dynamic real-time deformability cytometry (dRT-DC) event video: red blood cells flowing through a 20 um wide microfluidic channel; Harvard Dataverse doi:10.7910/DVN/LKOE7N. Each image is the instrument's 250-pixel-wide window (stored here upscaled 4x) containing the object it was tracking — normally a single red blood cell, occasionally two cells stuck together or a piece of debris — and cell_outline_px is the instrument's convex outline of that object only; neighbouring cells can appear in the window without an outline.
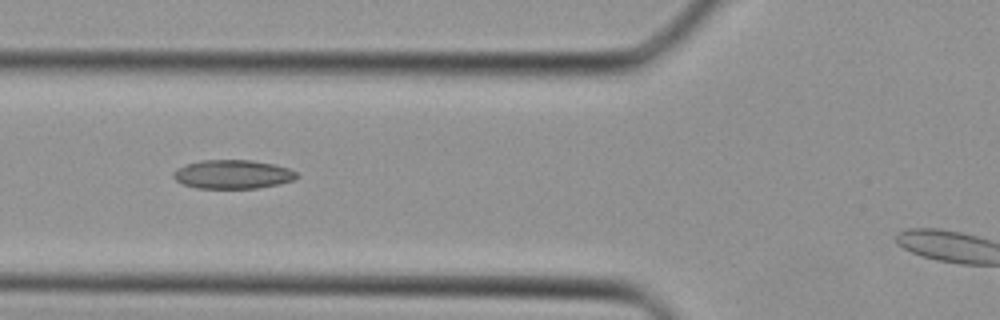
{"species": "Egyptian fruit bat (a non-hibernating species)", "species_latin": "Rousettus aegyptiacus", "temperature_condition": "cold", "stored_images_in_passage": 12, "camera_frame_rate_fps": 3000, "um_per_image_px": 0.085, "animal": {"sex": "female"}, "frame": {"image": 1, "passage_image": 4, "time_ms": 1.0, "image_size_px": [1000, 320], "cell_outline_px": [[300, 176], [292, 180], [280, 184], [256, 188], [196, 188], [184, 184], [176, 180], [172, 176], [172, 172], [176, 168], [200, 160], [252, 160], [272, 164], [288, 168], [296, 172]], "centroid_in_image_um": [19.77, 14.81], "position_along_channel_um": 106.0, "area_um2": 20.69}}
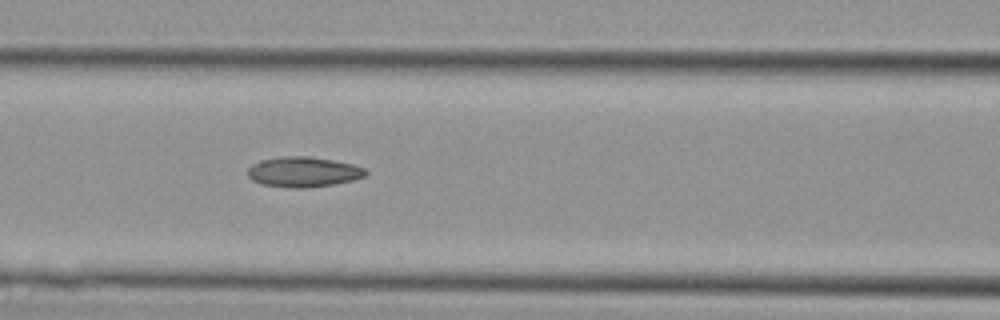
{"frame": {"image": 2, "passage_image": 6, "time_ms": 1.667, "image_size_px": [1000, 320], "cell_outline_px": [[368, 172], [364, 176], [352, 180], [332, 184], [308, 188], [292, 188], [260, 184], [252, 180], [248, 176], [248, 168], [252, 164], [260, 160], [284, 156], [308, 156], [332, 160], [352, 164], [364, 168]], "centroid_in_image_um": [25.75, 14.61], "position_along_channel_um": 140.9, "area_um2": 20.69}}
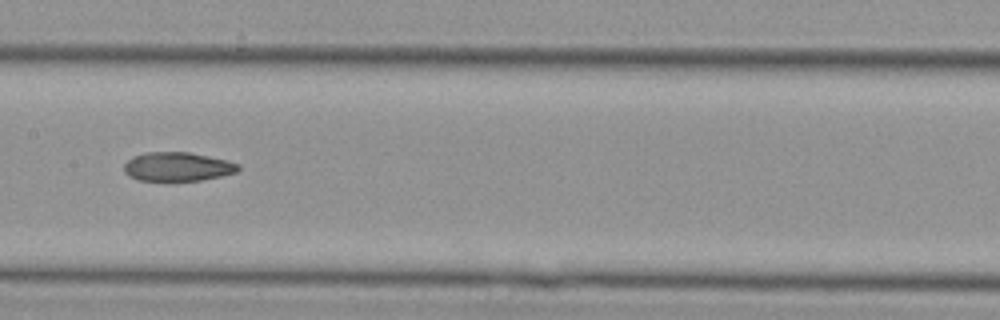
{"frame": {"image": 3, "passage_image": 9, "time_ms": 2.667, "image_size_px": [1000, 320], "cell_outline_px": [[240, 168], [236, 172], [220, 176], [200, 180], [140, 180], [124, 172], [124, 164], [128, 160], [136, 156], [148, 152], [188, 152], [228, 160], [240, 164]], "centroid_in_image_um": [15.13, 14.16], "position_along_channel_um": 192.3, "area_um2": 18.9}}